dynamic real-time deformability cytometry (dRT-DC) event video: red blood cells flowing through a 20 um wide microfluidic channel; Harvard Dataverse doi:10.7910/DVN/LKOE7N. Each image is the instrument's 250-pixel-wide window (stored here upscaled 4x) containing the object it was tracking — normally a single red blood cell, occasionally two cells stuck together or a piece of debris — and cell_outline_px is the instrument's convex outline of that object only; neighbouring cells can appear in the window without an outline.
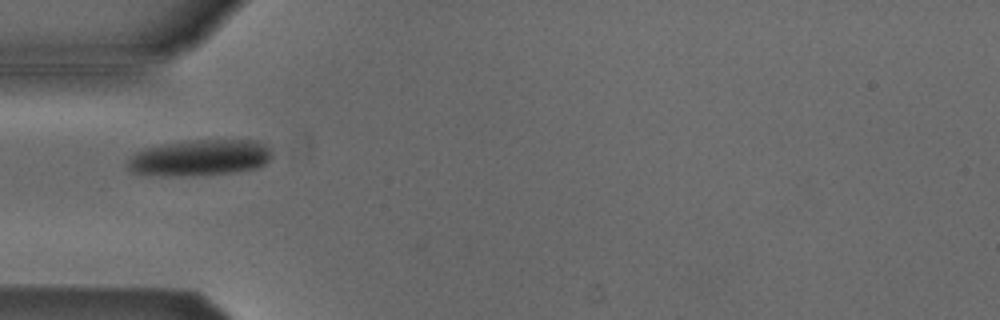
{"species": "Egyptian fruit bat (a non-hibernating species)", "species_latin": "Rousettus aegyptiacus", "temperature_condition": "cold", "stored_images_in_passage": 3, "camera_frame_rate_fps": 3000, "um_per_image_px": 0.085, "animal": {"sex": "male"}, "frame": {"image": 1, "passage_image": 3, "time_ms": 2.333, "image_size_px": [1000, 320], "cell_outline_px": [[272, 156], [264, 164], [256, 168], [232, 172], [176, 176], [160, 176], [132, 172], [124, 164], [136, 152], [144, 148], [164, 144], [188, 140], [256, 140], [268, 144], [272, 148]], "centroid_in_image_um": [16.99, 13.39], "position_along_channel_um": 68.0, "area_um2": 30.58}}